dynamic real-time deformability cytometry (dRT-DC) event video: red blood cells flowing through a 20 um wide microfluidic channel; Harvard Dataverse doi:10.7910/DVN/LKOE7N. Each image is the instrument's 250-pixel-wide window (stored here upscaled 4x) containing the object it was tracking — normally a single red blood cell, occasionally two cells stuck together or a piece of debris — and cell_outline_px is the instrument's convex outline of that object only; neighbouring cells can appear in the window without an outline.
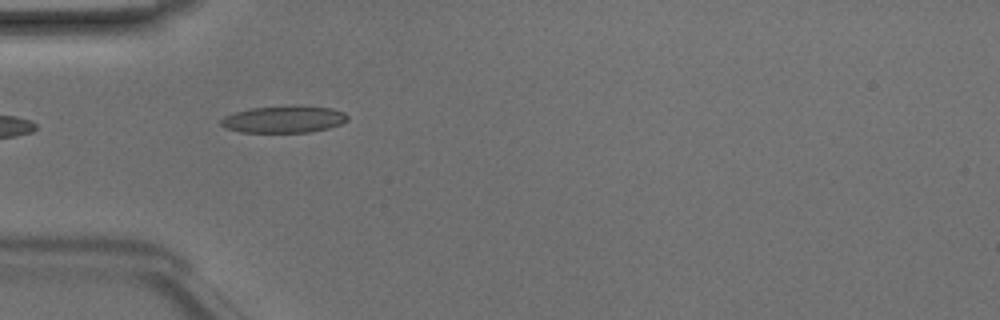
{"species": "Egyptian fruit bat (a non-hibernating species)", "species_latin": "Rousettus aegyptiacus", "temperature_condition": "room temperature", "stored_images_in_passage": 21, "camera_frame_rate_fps": 3000, "um_per_image_px": 0.085, "animal": {"sex": "male"}, "frame": {"image": 1, "passage_image": 1, "time_ms": 0.0, "image_size_px": [1000, 320], "cell_outline_px": [[348, 120], [340, 124], [328, 128], [308, 132], [240, 132], [228, 128], [220, 124], [220, 120], [224, 116], [236, 112], [252, 108], [332, 108], [344, 112], [348, 116]], "centroid_in_image_um": [24.11, 10.18], "position_along_channel_um": 60.9, "area_um2": 18.9}}
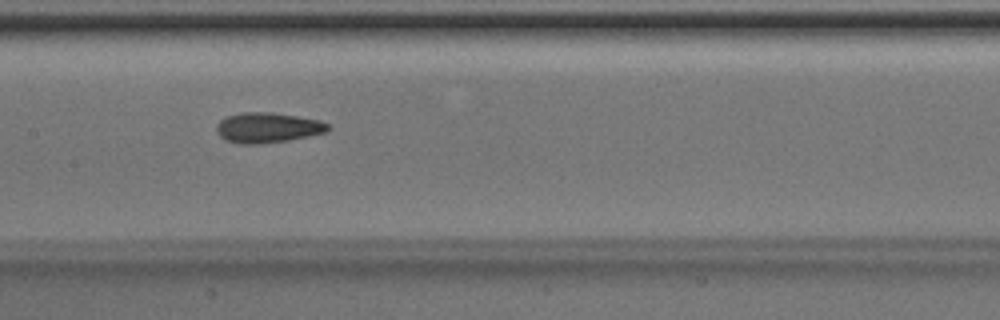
{"frame": {"image": 2, "passage_image": 10, "time_ms": 3.0, "image_size_px": [1000, 320], "cell_outline_px": [[328, 128], [324, 132], [308, 136], [288, 140], [260, 144], [240, 144], [224, 140], [216, 132], [216, 124], [220, 120], [228, 116], [244, 112], [268, 112], [296, 116], [320, 120], [328, 124]], "centroid_in_image_um": [22.69, 10.86], "position_along_channel_um": 184.7, "area_um2": 19.48}}